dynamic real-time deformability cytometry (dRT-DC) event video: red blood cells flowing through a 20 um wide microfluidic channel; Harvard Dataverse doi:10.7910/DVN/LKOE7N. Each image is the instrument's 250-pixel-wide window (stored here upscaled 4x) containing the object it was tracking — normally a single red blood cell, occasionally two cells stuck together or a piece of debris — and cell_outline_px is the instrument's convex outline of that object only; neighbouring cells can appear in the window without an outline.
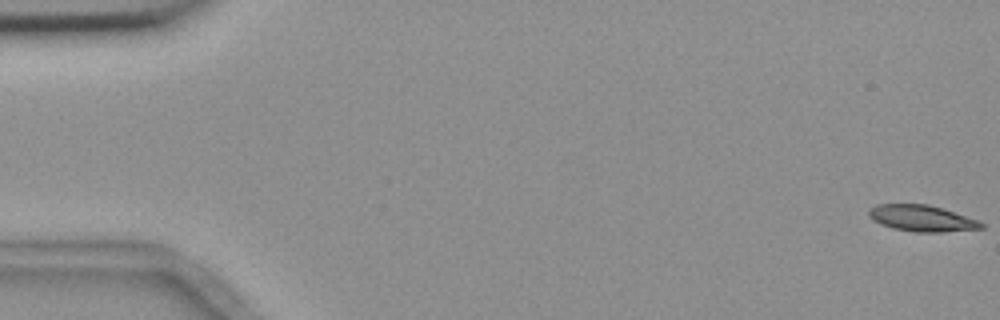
{"species": "common noctule bat (a hibernating species)", "species_latin": "Nyctalus noctula", "temperature_condition": "room temperature", "stored_images_in_passage": 6, "camera_frame_rate_fps": 3000, "um_per_image_px": 0.085, "animal": {"sex": "female", "body_mass_g": 18.4}, "frame": {"image": 1, "passage_image": 1, "time_ms": 0.0, "image_size_px": [1000, 320], "cell_outline_px": [[984, 228], [944, 232], [916, 232], [892, 228], [880, 224], [872, 220], [868, 216], [868, 208], [876, 204], [928, 204], [976, 220], [984, 224]], "centroid_in_image_um": [78.27, 18.56], "position_along_channel_um": 6.7, "area_um2": 17.11}}
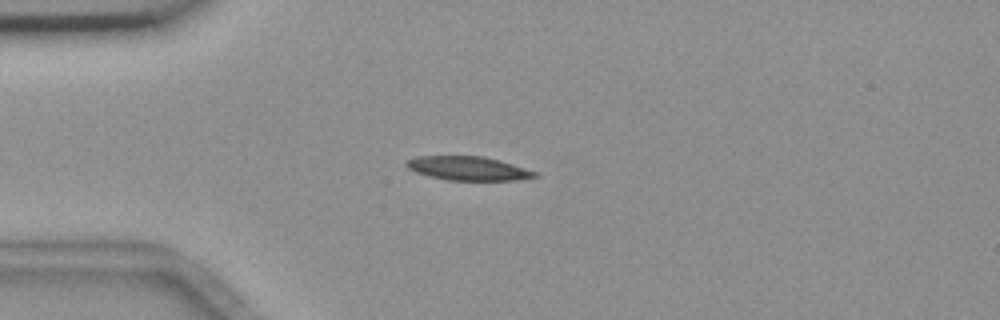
{"frame": {"image": 2, "passage_image": 5, "time_ms": 4.667, "image_size_px": [1000, 320], "cell_outline_px": [[540, 176], [516, 180], [448, 180], [416, 172], [408, 168], [404, 164], [404, 160], [416, 156], [484, 156], [500, 160], [536, 172]], "centroid_in_image_um": [39.76, 14.3], "position_along_channel_um": 45.2, "area_um2": 17.8}}
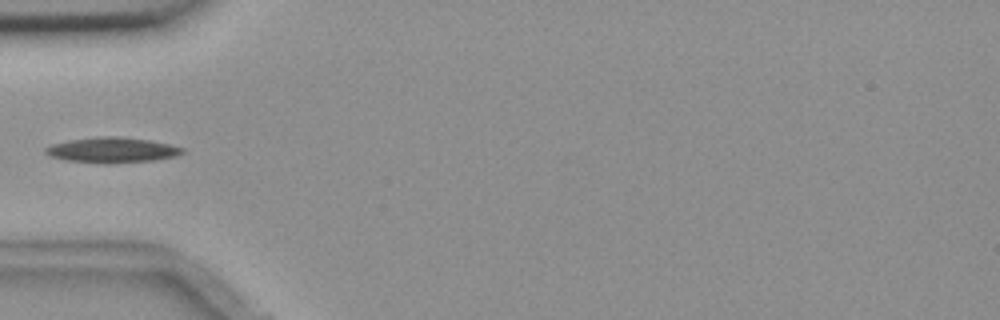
{"frame": {"image": 3, "passage_image": 6, "time_ms": 6.0, "image_size_px": [1000, 320], "cell_outline_px": [[184, 152], [176, 156], [152, 160], [108, 164], [104, 164], [64, 160], [48, 156], [44, 152], [44, 148], [52, 144], [68, 140], [96, 136], [120, 136], [148, 140], [168, 144], [184, 148]], "centroid_in_image_um": [9.46, 12.75], "position_along_channel_um": 75.5, "area_um2": 20.4}}